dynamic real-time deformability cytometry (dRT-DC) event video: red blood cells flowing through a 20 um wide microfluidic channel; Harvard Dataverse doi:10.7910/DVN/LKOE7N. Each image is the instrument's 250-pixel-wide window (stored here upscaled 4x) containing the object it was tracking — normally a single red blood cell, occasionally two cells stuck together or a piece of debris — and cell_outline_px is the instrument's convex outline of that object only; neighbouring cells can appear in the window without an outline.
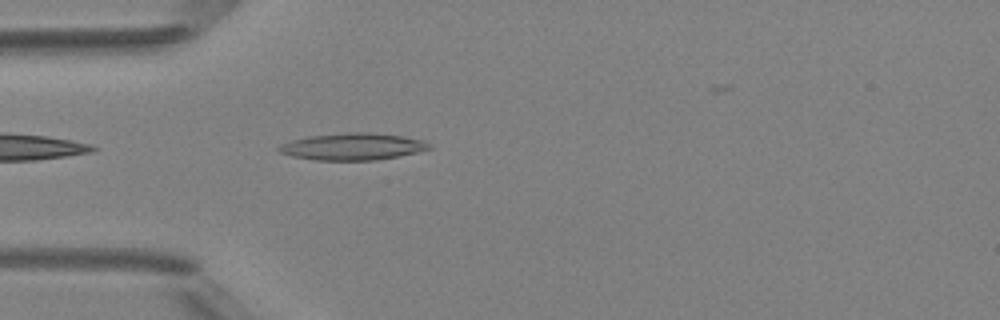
{"species": "Egyptian fruit bat (a non-hibernating species)", "species_latin": "Rousettus aegyptiacus", "temperature_condition": "room temperature", "stored_images_in_passage": 36, "camera_frame_rate_fps": 3000, "um_per_image_px": 0.085, "animal": {"sex": "female"}, "frame": {"image": 1, "passage_image": 2, "time_ms": 0.333, "image_size_px": [1000, 320], "cell_outline_px": [[432, 148], [416, 152], [376, 160], [316, 160], [292, 156], [280, 152], [276, 148], [280, 144], [292, 140], [308, 136], [348, 132], [368, 132], [400, 136], [424, 140], [432, 144]], "centroid_in_image_um": [29.96, 12.45], "position_along_channel_um": 55.0, "area_um2": 23.47}}
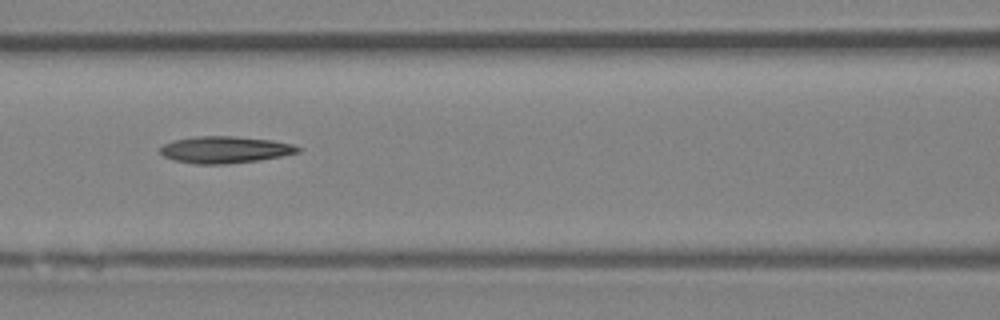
{"frame": {"image": 2, "passage_image": 9, "time_ms": 2.667, "image_size_px": [1000, 320], "cell_outline_px": [[300, 152], [280, 156], [256, 160], [224, 164], [196, 164], [172, 160], [164, 156], [160, 152], [160, 148], [164, 144], [172, 140], [196, 136], [236, 136], [272, 140], [292, 144], [300, 148]], "centroid_in_image_um": [19.08, 12.71], "position_along_channel_um": 147.5, "area_um2": 21.44}}
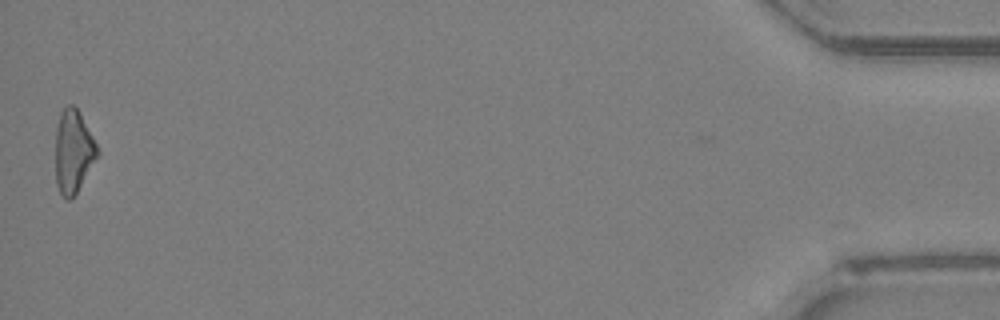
{"frame": {"image": 3, "passage_image": 36, "time_ms": 11.667, "image_size_px": [1000, 320], "cell_outline_px": [[100, 152], [76, 192], [68, 200], [64, 200], [56, 184], [56, 128], [60, 112], [68, 104], [72, 104], [80, 112]], "centroid_in_image_um": [6.22, 12.85], "position_along_channel_um": 429.0, "area_um2": 20.0}, "authors_computed_cell_mechanics": {"area_um2": 21.0103, "velocity_mm_per_s": 4.2292, "shape_relaxation_time_tau1_ms": 5.034, "shape_relaxation_time_tau2_ms": 10.406, "deformation_change_tau1": 0.157, "deformation_change_tau2": 0.3057}}